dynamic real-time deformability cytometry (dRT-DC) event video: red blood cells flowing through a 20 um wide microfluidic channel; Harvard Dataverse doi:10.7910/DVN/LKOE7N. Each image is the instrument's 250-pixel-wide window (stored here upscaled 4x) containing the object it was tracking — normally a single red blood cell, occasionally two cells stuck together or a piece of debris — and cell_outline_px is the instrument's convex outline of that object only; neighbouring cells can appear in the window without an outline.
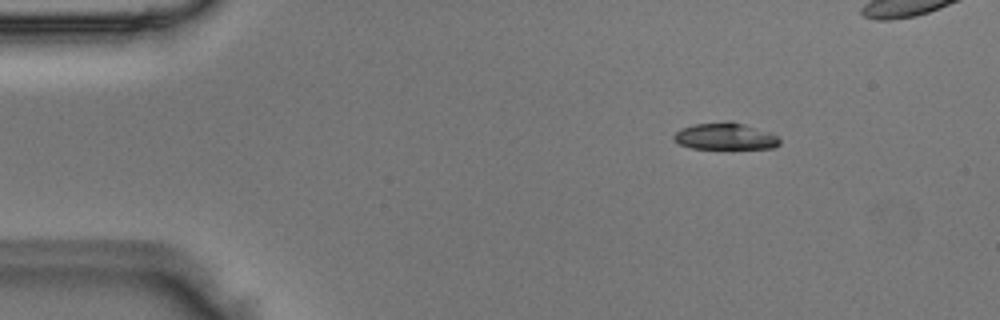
{"species": "Egyptian fruit bat (a non-hibernating species)", "species_latin": "Rousettus aegyptiacus", "temperature_condition": "room temperature", "stored_images_in_passage": 4, "camera_frame_rate_fps": 3000, "um_per_image_px": 0.085, "animal": {"sex": "male"}, "frame": {"image": 1, "passage_image": 2, "time_ms": 0.333, "image_size_px": [1000, 320], "cell_outline_px": [[780, 144], [772, 148], [692, 148], [680, 144], [672, 136], [680, 128], [692, 124], [728, 120], [732, 120], [772, 132], [780, 140]], "centroid_in_image_um": [61.65, 11.55], "position_along_channel_um": 23.3, "area_um2": 16.7}}